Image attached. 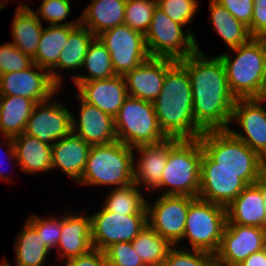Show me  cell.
Instances as JSON below:
<instances>
[{
  "label": "cell",
  "mask_w": 266,
  "mask_h": 266,
  "mask_svg": "<svg viewBox=\"0 0 266 266\" xmlns=\"http://www.w3.org/2000/svg\"><path fill=\"white\" fill-rule=\"evenodd\" d=\"M188 72L195 123L203 130H227L236 98L219 56L208 59L199 49L178 61Z\"/></svg>",
  "instance_id": "cell-1"
},
{
  "label": "cell",
  "mask_w": 266,
  "mask_h": 266,
  "mask_svg": "<svg viewBox=\"0 0 266 266\" xmlns=\"http://www.w3.org/2000/svg\"><path fill=\"white\" fill-rule=\"evenodd\" d=\"M153 106L159 127L167 138L196 139L204 132L195 123L189 74L178 61L166 71Z\"/></svg>",
  "instance_id": "cell-2"
},
{
  "label": "cell",
  "mask_w": 266,
  "mask_h": 266,
  "mask_svg": "<svg viewBox=\"0 0 266 266\" xmlns=\"http://www.w3.org/2000/svg\"><path fill=\"white\" fill-rule=\"evenodd\" d=\"M198 138L203 147L201 170L233 171L247 185L266 173V161L228 130L204 131Z\"/></svg>",
  "instance_id": "cell-3"
},
{
  "label": "cell",
  "mask_w": 266,
  "mask_h": 266,
  "mask_svg": "<svg viewBox=\"0 0 266 266\" xmlns=\"http://www.w3.org/2000/svg\"><path fill=\"white\" fill-rule=\"evenodd\" d=\"M232 50L237 53L234 60L228 54L219 55L229 89L236 99L255 98L266 75V38H252Z\"/></svg>",
  "instance_id": "cell-4"
},
{
  "label": "cell",
  "mask_w": 266,
  "mask_h": 266,
  "mask_svg": "<svg viewBox=\"0 0 266 266\" xmlns=\"http://www.w3.org/2000/svg\"><path fill=\"white\" fill-rule=\"evenodd\" d=\"M134 148L121 141L106 145H91L86 167L77 183L118 185L134 183Z\"/></svg>",
  "instance_id": "cell-5"
},
{
  "label": "cell",
  "mask_w": 266,
  "mask_h": 266,
  "mask_svg": "<svg viewBox=\"0 0 266 266\" xmlns=\"http://www.w3.org/2000/svg\"><path fill=\"white\" fill-rule=\"evenodd\" d=\"M203 147L196 139H180L170 150L159 188L171 187L163 195L198 197Z\"/></svg>",
  "instance_id": "cell-6"
},
{
  "label": "cell",
  "mask_w": 266,
  "mask_h": 266,
  "mask_svg": "<svg viewBox=\"0 0 266 266\" xmlns=\"http://www.w3.org/2000/svg\"><path fill=\"white\" fill-rule=\"evenodd\" d=\"M114 121L117 140L133 148L167 138L159 127L153 103L149 101L128 96Z\"/></svg>",
  "instance_id": "cell-7"
},
{
  "label": "cell",
  "mask_w": 266,
  "mask_h": 266,
  "mask_svg": "<svg viewBox=\"0 0 266 266\" xmlns=\"http://www.w3.org/2000/svg\"><path fill=\"white\" fill-rule=\"evenodd\" d=\"M226 221V207L196 197L189 205L183 239L188 237L192 250L215 254Z\"/></svg>",
  "instance_id": "cell-8"
},
{
  "label": "cell",
  "mask_w": 266,
  "mask_h": 266,
  "mask_svg": "<svg viewBox=\"0 0 266 266\" xmlns=\"http://www.w3.org/2000/svg\"><path fill=\"white\" fill-rule=\"evenodd\" d=\"M182 27L183 25L174 22L157 6L144 35L150 57L180 61L196 52L198 44L194 34L188 30L185 35Z\"/></svg>",
  "instance_id": "cell-9"
},
{
  "label": "cell",
  "mask_w": 266,
  "mask_h": 266,
  "mask_svg": "<svg viewBox=\"0 0 266 266\" xmlns=\"http://www.w3.org/2000/svg\"><path fill=\"white\" fill-rule=\"evenodd\" d=\"M111 56L116 75L124 76L150 58L144 34L126 24L117 25L97 36Z\"/></svg>",
  "instance_id": "cell-10"
},
{
  "label": "cell",
  "mask_w": 266,
  "mask_h": 266,
  "mask_svg": "<svg viewBox=\"0 0 266 266\" xmlns=\"http://www.w3.org/2000/svg\"><path fill=\"white\" fill-rule=\"evenodd\" d=\"M90 218L92 246L100 251L117 242H132L147 226V214L124 216L103 208Z\"/></svg>",
  "instance_id": "cell-11"
},
{
  "label": "cell",
  "mask_w": 266,
  "mask_h": 266,
  "mask_svg": "<svg viewBox=\"0 0 266 266\" xmlns=\"http://www.w3.org/2000/svg\"><path fill=\"white\" fill-rule=\"evenodd\" d=\"M194 197L160 195L153 206L146 204L147 225L173 246L183 240L189 205Z\"/></svg>",
  "instance_id": "cell-12"
},
{
  "label": "cell",
  "mask_w": 266,
  "mask_h": 266,
  "mask_svg": "<svg viewBox=\"0 0 266 266\" xmlns=\"http://www.w3.org/2000/svg\"><path fill=\"white\" fill-rule=\"evenodd\" d=\"M266 248V229L226 224L214 254L217 266H238L249 255Z\"/></svg>",
  "instance_id": "cell-13"
},
{
  "label": "cell",
  "mask_w": 266,
  "mask_h": 266,
  "mask_svg": "<svg viewBox=\"0 0 266 266\" xmlns=\"http://www.w3.org/2000/svg\"><path fill=\"white\" fill-rule=\"evenodd\" d=\"M45 70L34 63L25 70L0 75V95L30 98L36 103L50 100L59 87Z\"/></svg>",
  "instance_id": "cell-14"
},
{
  "label": "cell",
  "mask_w": 266,
  "mask_h": 266,
  "mask_svg": "<svg viewBox=\"0 0 266 266\" xmlns=\"http://www.w3.org/2000/svg\"><path fill=\"white\" fill-rule=\"evenodd\" d=\"M47 101L36 104L24 133L53 145L72 131V114L60 102L54 101L49 105Z\"/></svg>",
  "instance_id": "cell-15"
},
{
  "label": "cell",
  "mask_w": 266,
  "mask_h": 266,
  "mask_svg": "<svg viewBox=\"0 0 266 266\" xmlns=\"http://www.w3.org/2000/svg\"><path fill=\"white\" fill-rule=\"evenodd\" d=\"M261 105L254 98L236 99L231 121L236 120L246 135L227 130L266 161V110Z\"/></svg>",
  "instance_id": "cell-16"
},
{
  "label": "cell",
  "mask_w": 266,
  "mask_h": 266,
  "mask_svg": "<svg viewBox=\"0 0 266 266\" xmlns=\"http://www.w3.org/2000/svg\"><path fill=\"white\" fill-rule=\"evenodd\" d=\"M176 61L166 58H152L125 74L128 96L154 102L161 92L166 71Z\"/></svg>",
  "instance_id": "cell-17"
},
{
  "label": "cell",
  "mask_w": 266,
  "mask_h": 266,
  "mask_svg": "<svg viewBox=\"0 0 266 266\" xmlns=\"http://www.w3.org/2000/svg\"><path fill=\"white\" fill-rule=\"evenodd\" d=\"M79 97L88 104L98 107L101 111L115 117L119 108L128 97L123 76L115 75L106 79L89 82H75Z\"/></svg>",
  "instance_id": "cell-18"
},
{
  "label": "cell",
  "mask_w": 266,
  "mask_h": 266,
  "mask_svg": "<svg viewBox=\"0 0 266 266\" xmlns=\"http://www.w3.org/2000/svg\"><path fill=\"white\" fill-rule=\"evenodd\" d=\"M77 98L81 104L80 120L76 121L72 115V132L90 145H106L117 141L114 117L83 101L78 95Z\"/></svg>",
  "instance_id": "cell-19"
},
{
  "label": "cell",
  "mask_w": 266,
  "mask_h": 266,
  "mask_svg": "<svg viewBox=\"0 0 266 266\" xmlns=\"http://www.w3.org/2000/svg\"><path fill=\"white\" fill-rule=\"evenodd\" d=\"M226 224L255 226L266 229L263 182L248 185L227 207Z\"/></svg>",
  "instance_id": "cell-20"
},
{
  "label": "cell",
  "mask_w": 266,
  "mask_h": 266,
  "mask_svg": "<svg viewBox=\"0 0 266 266\" xmlns=\"http://www.w3.org/2000/svg\"><path fill=\"white\" fill-rule=\"evenodd\" d=\"M7 138L10 158L17 160L22 171L34 174L52 170V145L38 138L22 133L14 138Z\"/></svg>",
  "instance_id": "cell-21"
},
{
  "label": "cell",
  "mask_w": 266,
  "mask_h": 266,
  "mask_svg": "<svg viewBox=\"0 0 266 266\" xmlns=\"http://www.w3.org/2000/svg\"><path fill=\"white\" fill-rule=\"evenodd\" d=\"M177 138H166L155 143L134 147L141 153L134 164V184L146 185L148 189L159 188L163 170L166 166L169 150L179 141Z\"/></svg>",
  "instance_id": "cell-22"
},
{
  "label": "cell",
  "mask_w": 266,
  "mask_h": 266,
  "mask_svg": "<svg viewBox=\"0 0 266 266\" xmlns=\"http://www.w3.org/2000/svg\"><path fill=\"white\" fill-rule=\"evenodd\" d=\"M248 185L228 170H201L198 197L227 207Z\"/></svg>",
  "instance_id": "cell-23"
},
{
  "label": "cell",
  "mask_w": 266,
  "mask_h": 266,
  "mask_svg": "<svg viewBox=\"0 0 266 266\" xmlns=\"http://www.w3.org/2000/svg\"><path fill=\"white\" fill-rule=\"evenodd\" d=\"M79 24L80 19L70 23L66 22L61 25H49L43 28L36 55L33 58V62L36 65L50 72L53 82L59 88L62 84L60 82L62 77L54 70L58 64L60 53L67 44L69 33Z\"/></svg>",
  "instance_id": "cell-24"
},
{
  "label": "cell",
  "mask_w": 266,
  "mask_h": 266,
  "mask_svg": "<svg viewBox=\"0 0 266 266\" xmlns=\"http://www.w3.org/2000/svg\"><path fill=\"white\" fill-rule=\"evenodd\" d=\"M90 148V144L71 131L52 145V169L59 167L78 182L85 170Z\"/></svg>",
  "instance_id": "cell-25"
},
{
  "label": "cell",
  "mask_w": 266,
  "mask_h": 266,
  "mask_svg": "<svg viewBox=\"0 0 266 266\" xmlns=\"http://www.w3.org/2000/svg\"><path fill=\"white\" fill-rule=\"evenodd\" d=\"M57 247L60 255L69 259L89 253L92 249L91 218L90 216L62 217V231Z\"/></svg>",
  "instance_id": "cell-26"
},
{
  "label": "cell",
  "mask_w": 266,
  "mask_h": 266,
  "mask_svg": "<svg viewBox=\"0 0 266 266\" xmlns=\"http://www.w3.org/2000/svg\"><path fill=\"white\" fill-rule=\"evenodd\" d=\"M126 0H93L86 7L80 24L96 37L102 32L124 24Z\"/></svg>",
  "instance_id": "cell-27"
},
{
  "label": "cell",
  "mask_w": 266,
  "mask_h": 266,
  "mask_svg": "<svg viewBox=\"0 0 266 266\" xmlns=\"http://www.w3.org/2000/svg\"><path fill=\"white\" fill-rule=\"evenodd\" d=\"M12 23V44L25 55L35 57L43 26L32 9L23 3L16 8Z\"/></svg>",
  "instance_id": "cell-28"
},
{
  "label": "cell",
  "mask_w": 266,
  "mask_h": 266,
  "mask_svg": "<svg viewBox=\"0 0 266 266\" xmlns=\"http://www.w3.org/2000/svg\"><path fill=\"white\" fill-rule=\"evenodd\" d=\"M36 102L20 96H0V131L4 137L24 133Z\"/></svg>",
  "instance_id": "cell-29"
},
{
  "label": "cell",
  "mask_w": 266,
  "mask_h": 266,
  "mask_svg": "<svg viewBox=\"0 0 266 266\" xmlns=\"http://www.w3.org/2000/svg\"><path fill=\"white\" fill-rule=\"evenodd\" d=\"M209 7L214 30L231 49L246 44L253 38L249 28L216 0H210Z\"/></svg>",
  "instance_id": "cell-30"
},
{
  "label": "cell",
  "mask_w": 266,
  "mask_h": 266,
  "mask_svg": "<svg viewBox=\"0 0 266 266\" xmlns=\"http://www.w3.org/2000/svg\"><path fill=\"white\" fill-rule=\"evenodd\" d=\"M14 245L17 266H42L50 251L27 221Z\"/></svg>",
  "instance_id": "cell-31"
},
{
  "label": "cell",
  "mask_w": 266,
  "mask_h": 266,
  "mask_svg": "<svg viewBox=\"0 0 266 266\" xmlns=\"http://www.w3.org/2000/svg\"><path fill=\"white\" fill-rule=\"evenodd\" d=\"M131 243L147 266H163L169 250L175 247L148 225Z\"/></svg>",
  "instance_id": "cell-32"
},
{
  "label": "cell",
  "mask_w": 266,
  "mask_h": 266,
  "mask_svg": "<svg viewBox=\"0 0 266 266\" xmlns=\"http://www.w3.org/2000/svg\"><path fill=\"white\" fill-rule=\"evenodd\" d=\"M96 36L86 27L79 24L70 33L55 67L61 69H78L83 67L88 47Z\"/></svg>",
  "instance_id": "cell-33"
},
{
  "label": "cell",
  "mask_w": 266,
  "mask_h": 266,
  "mask_svg": "<svg viewBox=\"0 0 266 266\" xmlns=\"http://www.w3.org/2000/svg\"><path fill=\"white\" fill-rule=\"evenodd\" d=\"M83 66L88 69V76L75 75L72 78L74 82H89L116 75L112 67L110 53L98 37H95L90 43Z\"/></svg>",
  "instance_id": "cell-34"
},
{
  "label": "cell",
  "mask_w": 266,
  "mask_h": 266,
  "mask_svg": "<svg viewBox=\"0 0 266 266\" xmlns=\"http://www.w3.org/2000/svg\"><path fill=\"white\" fill-rule=\"evenodd\" d=\"M134 183L113 188L104 203V209L113 213L125 215L147 214L146 200H144Z\"/></svg>",
  "instance_id": "cell-35"
},
{
  "label": "cell",
  "mask_w": 266,
  "mask_h": 266,
  "mask_svg": "<svg viewBox=\"0 0 266 266\" xmlns=\"http://www.w3.org/2000/svg\"><path fill=\"white\" fill-rule=\"evenodd\" d=\"M156 7L157 0H126L124 24L145 35Z\"/></svg>",
  "instance_id": "cell-36"
},
{
  "label": "cell",
  "mask_w": 266,
  "mask_h": 266,
  "mask_svg": "<svg viewBox=\"0 0 266 266\" xmlns=\"http://www.w3.org/2000/svg\"><path fill=\"white\" fill-rule=\"evenodd\" d=\"M163 266H217L215 255L193 250L192 253L181 249L171 248Z\"/></svg>",
  "instance_id": "cell-37"
},
{
  "label": "cell",
  "mask_w": 266,
  "mask_h": 266,
  "mask_svg": "<svg viewBox=\"0 0 266 266\" xmlns=\"http://www.w3.org/2000/svg\"><path fill=\"white\" fill-rule=\"evenodd\" d=\"M110 266H147L135 252L131 242H117L104 251Z\"/></svg>",
  "instance_id": "cell-38"
},
{
  "label": "cell",
  "mask_w": 266,
  "mask_h": 266,
  "mask_svg": "<svg viewBox=\"0 0 266 266\" xmlns=\"http://www.w3.org/2000/svg\"><path fill=\"white\" fill-rule=\"evenodd\" d=\"M157 6L174 22L186 25L197 12V0H157Z\"/></svg>",
  "instance_id": "cell-39"
},
{
  "label": "cell",
  "mask_w": 266,
  "mask_h": 266,
  "mask_svg": "<svg viewBox=\"0 0 266 266\" xmlns=\"http://www.w3.org/2000/svg\"><path fill=\"white\" fill-rule=\"evenodd\" d=\"M33 64V59L17 49L11 42L0 46V75L19 72Z\"/></svg>",
  "instance_id": "cell-40"
},
{
  "label": "cell",
  "mask_w": 266,
  "mask_h": 266,
  "mask_svg": "<svg viewBox=\"0 0 266 266\" xmlns=\"http://www.w3.org/2000/svg\"><path fill=\"white\" fill-rule=\"evenodd\" d=\"M37 232L38 236L44 242V245L51 250L52 247H57L62 231V218L41 219L38 216L32 215L26 220Z\"/></svg>",
  "instance_id": "cell-41"
},
{
  "label": "cell",
  "mask_w": 266,
  "mask_h": 266,
  "mask_svg": "<svg viewBox=\"0 0 266 266\" xmlns=\"http://www.w3.org/2000/svg\"><path fill=\"white\" fill-rule=\"evenodd\" d=\"M35 16L48 21L49 25H61L70 15V1L68 0H44L42 1L38 11L32 10Z\"/></svg>",
  "instance_id": "cell-42"
},
{
  "label": "cell",
  "mask_w": 266,
  "mask_h": 266,
  "mask_svg": "<svg viewBox=\"0 0 266 266\" xmlns=\"http://www.w3.org/2000/svg\"><path fill=\"white\" fill-rule=\"evenodd\" d=\"M224 6L238 21L251 25L254 0H216Z\"/></svg>",
  "instance_id": "cell-43"
},
{
  "label": "cell",
  "mask_w": 266,
  "mask_h": 266,
  "mask_svg": "<svg viewBox=\"0 0 266 266\" xmlns=\"http://www.w3.org/2000/svg\"><path fill=\"white\" fill-rule=\"evenodd\" d=\"M248 28L253 38H266V0H254L251 25Z\"/></svg>",
  "instance_id": "cell-44"
},
{
  "label": "cell",
  "mask_w": 266,
  "mask_h": 266,
  "mask_svg": "<svg viewBox=\"0 0 266 266\" xmlns=\"http://www.w3.org/2000/svg\"><path fill=\"white\" fill-rule=\"evenodd\" d=\"M65 266H110L103 251L92 249L89 253L74 257L65 262Z\"/></svg>",
  "instance_id": "cell-45"
},
{
  "label": "cell",
  "mask_w": 266,
  "mask_h": 266,
  "mask_svg": "<svg viewBox=\"0 0 266 266\" xmlns=\"http://www.w3.org/2000/svg\"><path fill=\"white\" fill-rule=\"evenodd\" d=\"M238 266H266V248L252 253Z\"/></svg>",
  "instance_id": "cell-46"
},
{
  "label": "cell",
  "mask_w": 266,
  "mask_h": 266,
  "mask_svg": "<svg viewBox=\"0 0 266 266\" xmlns=\"http://www.w3.org/2000/svg\"><path fill=\"white\" fill-rule=\"evenodd\" d=\"M254 99L259 103H264V101L266 100V75L262 81L260 90Z\"/></svg>",
  "instance_id": "cell-47"
},
{
  "label": "cell",
  "mask_w": 266,
  "mask_h": 266,
  "mask_svg": "<svg viewBox=\"0 0 266 266\" xmlns=\"http://www.w3.org/2000/svg\"><path fill=\"white\" fill-rule=\"evenodd\" d=\"M263 182V195L265 199V209H266V173L260 179Z\"/></svg>",
  "instance_id": "cell-48"
},
{
  "label": "cell",
  "mask_w": 266,
  "mask_h": 266,
  "mask_svg": "<svg viewBox=\"0 0 266 266\" xmlns=\"http://www.w3.org/2000/svg\"><path fill=\"white\" fill-rule=\"evenodd\" d=\"M3 1H0V10H2V8L5 6V5H7V4H4V3H2Z\"/></svg>",
  "instance_id": "cell-49"
},
{
  "label": "cell",
  "mask_w": 266,
  "mask_h": 266,
  "mask_svg": "<svg viewBox=\"0 0 266 266\" xmlns=\"http://www.w3.org/2000/svg\"><path fill=\"white\" fill-rule=\"evenodd\" d=\"M0 266H10L6 261H2V264Z\"/></svg>",
  "instance_id": "cell-50"
},
{
  "label": "cell",
  "mask_w": 266,
  "mask_h": 266,
  "mask_svg": "<svg viewBox=\"0 0 266 266\" xmlns=\"http://www.w3.org/2000/svg\"><path fill=\"white\" fill-rule=\"evenodd\" d=\"M1 178H4V179L9 180L7 177L3 176V174L1 173V170H0V179H1Z\"/></svg>",
  "instance_id": "cell-51"
}]
</instances>
